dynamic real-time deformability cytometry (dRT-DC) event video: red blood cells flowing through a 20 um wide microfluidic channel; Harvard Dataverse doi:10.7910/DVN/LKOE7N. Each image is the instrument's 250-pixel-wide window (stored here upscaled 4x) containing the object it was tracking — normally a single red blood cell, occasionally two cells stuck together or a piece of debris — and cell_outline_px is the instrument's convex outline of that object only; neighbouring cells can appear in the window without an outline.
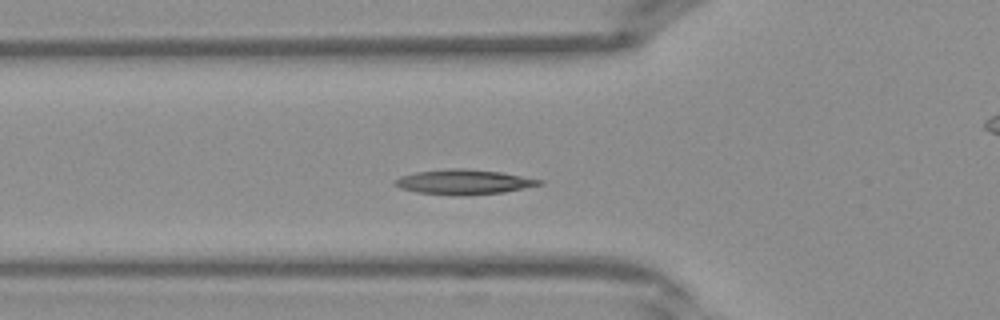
{"species": "Egyptian fruit bat (a non-hibernating species)", "species_latin": "Rousettus aegyptiacus", "temperature_condition": "warm", "stored_images_in_passage": 31, "camera_frame_rate_fps": 3000, "um_per_image_px": 0.085, "frame": {"image": 1, "passage_image": 3, "time_ms": 0.667, "image_size_px": [1000, 320], "cell_outline_px": [[544, 184], [504, 192], [416, 192], [400, 188], [392, 184], [392, 180], [400, 176], [416, 172], [448, 168], [468, 168], [500, 172], [544, 180]], "centroid_in_image_um": [39.41, 15.4], "position_along_channel_um": 86.4, "area_um2": 19.88}}
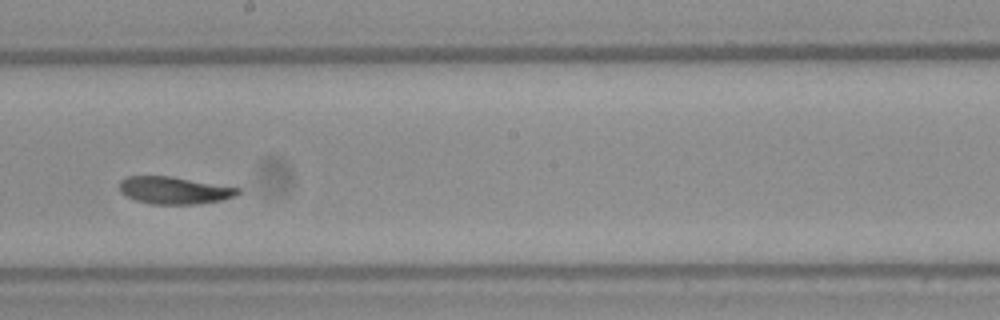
{"frame": {"image": 2, "passage_image": 12, "time_ms": 3.667, "image_size_px": [1000, 320], "cell_outline_px": [[240, 192], [236, 196], [220, 200], [196, 204], [148, 204], [136, 200], [120, 192], [120, 180], [128, 176], [172, 176], [240, 188]], "centroid_in_image_um": [14.81, 16.17], "position_along_channel_um": 233.4, "area_um2": 18.79}}
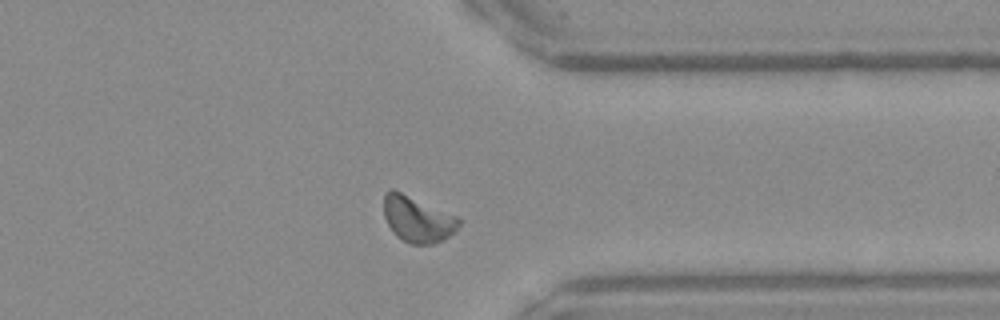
{"frame": {"image": 3, "passage_image": 21, "time_ms": 6.667, "image_size_px": [1000, 320], "cell_outline_px": [[460, 224], [444, 240], [432, 244], [408, 244], [396, 236], [392, 232], [384, 216], [384, 192], [392, 188], [460, 216]], "centroid_in_image_um": [35.48, 18.62], "position_along_channel_um": 375.9, "area_um2": 20.4}}